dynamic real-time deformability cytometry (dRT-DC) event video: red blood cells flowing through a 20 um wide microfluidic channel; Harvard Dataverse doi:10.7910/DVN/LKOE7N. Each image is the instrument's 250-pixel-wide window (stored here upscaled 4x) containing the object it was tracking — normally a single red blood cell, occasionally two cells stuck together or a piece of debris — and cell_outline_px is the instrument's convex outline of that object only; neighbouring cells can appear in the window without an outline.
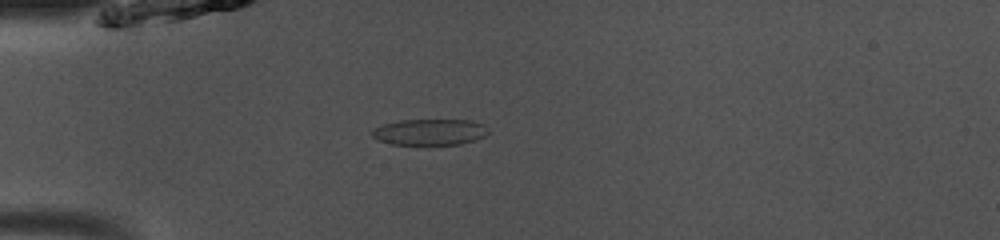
{"species": "common noctule bat (a hibernating species)", "species_latin": "Nyctalus noctula", "temperature_condition": "room temperature", "stored_images_in_passage": 49, "camera_frame_rate_fps": 3000, "um_per_image_px": 0.085, "animal": {"sex": "male", "body_mass_g": 13.0, "forearm_length_mm": 53.1}, "frame": {"image": 1, "passage_image": 14, "time_ms": 4.333, "image_size_px": [1000, 240], "cell_outline_px": [[488, 132], [484, 136], [460, 144], [392, 144], [376, 140], [372, 136], [372, 132], [376, 128], [384, 124], [400, 120], [472, 120], [484, 124]], "centroid_in_image_um": [36.52, 11.21], "position_along_channel_um": 48.5, "area_um2": 17.46}}
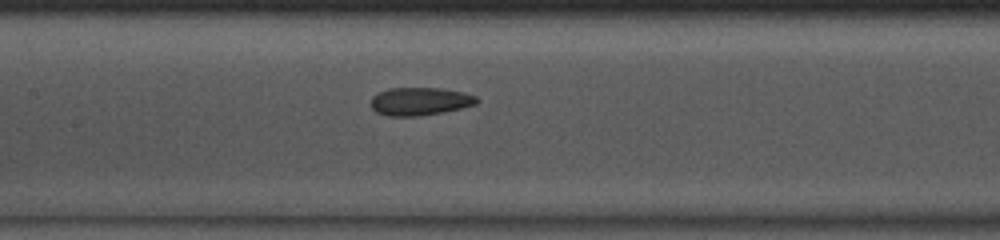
{"frame": {"image": 2, "passage_image": 24, "time_ms": 7.667, "image_size_px": [1000, 240], "cell_outline_px": [[480, 100], [476, 104], [460, 108], [420, 116], [388, 116], [376, 112], [372, 108], [372, 96], [388, 88], [440, 88], [464, 92], [476, 96]], "centroid_in_image_um": [35.7, 8.61], "position_along_channel_um": 171.7, "area_um2": 17.17}}
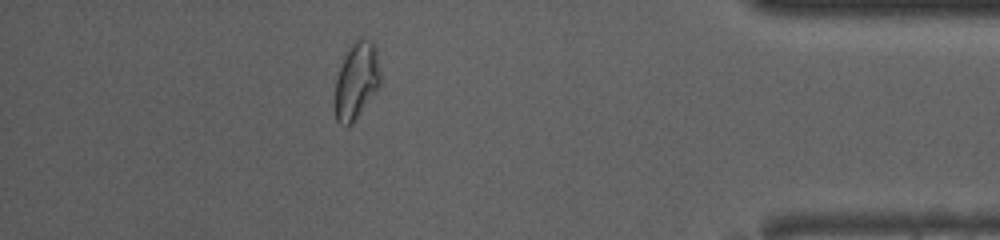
{"frame": {"image": 3, "passage_image": 44, "time_ms": 14.333, "image_size_px": [1000, 240], "cell_outline_px": [[380, 84], [352, 124], [340, 124], [336, 120], [336, 80], [344, 56], [348, 48], [360, 36], [372, 40], [376, 48], [380, 68]], "centroid_in_image_um": [30.32, 6.79], "position_along_channel_um": 404.9, "area_um2": 20.0}, "authors_computed_cell_mechanics": {"area_um2": 18.6116, "velocity_mm_per_s": 4.0555, "shape_relaxation_time_tau1_ms": null, "shape_relaxation_time_tau2_ms": 1.0253, "deformation_change_tau1": null, "deformation_change_tau2": 0.0661}}